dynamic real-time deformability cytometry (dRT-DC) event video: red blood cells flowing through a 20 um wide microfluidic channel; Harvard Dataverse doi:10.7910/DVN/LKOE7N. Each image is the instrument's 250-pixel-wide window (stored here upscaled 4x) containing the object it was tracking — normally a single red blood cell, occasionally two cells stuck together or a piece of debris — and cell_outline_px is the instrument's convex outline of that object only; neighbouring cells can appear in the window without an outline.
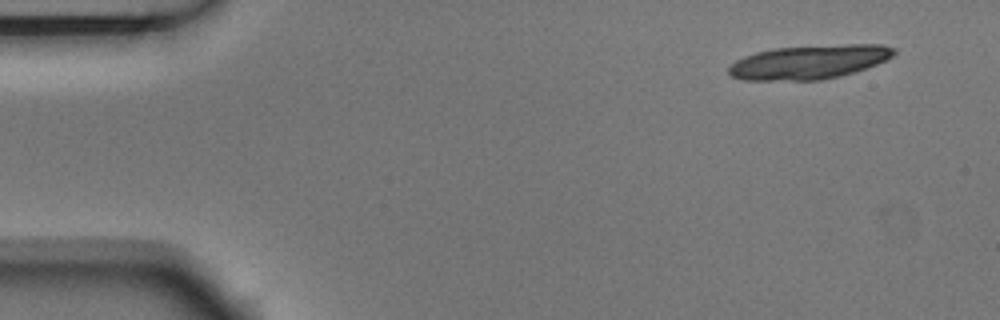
{"species": "Egyptian fruit bat (a non-hibernating species)", "species_latin": "Rousettus aegyptiacus", "temperature_condition": "room temperature", "stored_images_in_passage": 5, "camera_frame_rate_fps": 3000, "um_per_image_px": 0.085, "animal": {"sex": "male"}, "frame": {"image": 1, "passage_image": 1, "time_ms": 0.0, "image_size_px": [1000, 320], "cell_outline_px": [[896, 52], [892, 56], [876, 64], [840, 76], [820, 80], [744, 80], [732, 76], [728, 72], [728, 68], [736, 60], [744, 56], [756, 52], [772, 48], [848, 44], [880, 44], [896, 48]], "centroid_in_image_um": [68.76, 5.26], "position_along_channel_um": 16.2, "area_um2": 32.54}}
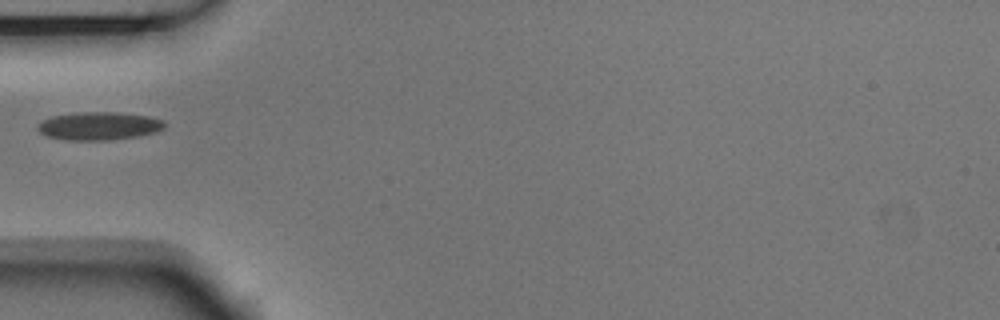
{"frame": {"image": 2, "passage_image": 5, "time_ms": 1.333, "image_size_px": [1000, 320], "cell_outline_px": [[164, 128], [156, 132], [140, 136], [108, 140], [64, 140], [48, 136], [40, 132], [36, 128], [36, 124], [52, 116], [84, 112], [116, 112], [148, 116], [164, 120]], "centroid_in_image_um": [8.42, 10.71], "position_along_channel_um": 76.6, "area_um2": 20.75}}